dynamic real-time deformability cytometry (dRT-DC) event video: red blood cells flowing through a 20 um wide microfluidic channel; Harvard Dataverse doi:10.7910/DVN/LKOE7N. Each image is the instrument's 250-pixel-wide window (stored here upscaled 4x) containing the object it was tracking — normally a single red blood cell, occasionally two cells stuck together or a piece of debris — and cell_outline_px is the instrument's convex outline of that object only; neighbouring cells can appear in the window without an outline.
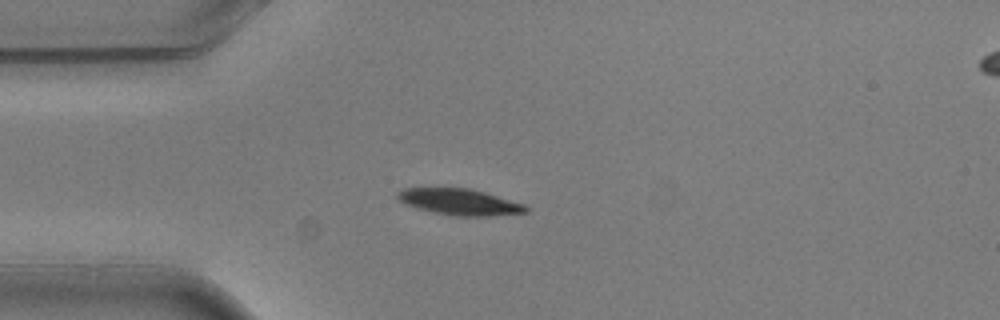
{"species": "common noctule bat (a hibernating species)", "species_latin": "Nyctalus noctula", "temperature_condition": "warm", "stored_images_in_passage": 8, "camera_frame_rate_fps": 3000, "um_per_image_px": 0.085, "animal": {"sex": "male", "body_mass_g": 20.5, "forearm_length_mm": 52.5}, "frame": {"image": 1, "passage_image": 2, "time_ms": 0.333, "image_size_px": [1000, 320], "cell_outline_px": [[528, 212], [488, 216], [456, 216], [432, 212], [408, 204], [400, 200], [396, 196], [396, 192], [404, 188], [468, 188], [484, 192], [524, 204], [528, 208]], "centroid_in_image_um": [39.08, 17.16], "position_along_channel_um": 45.9, "area_um2": 19.31}}
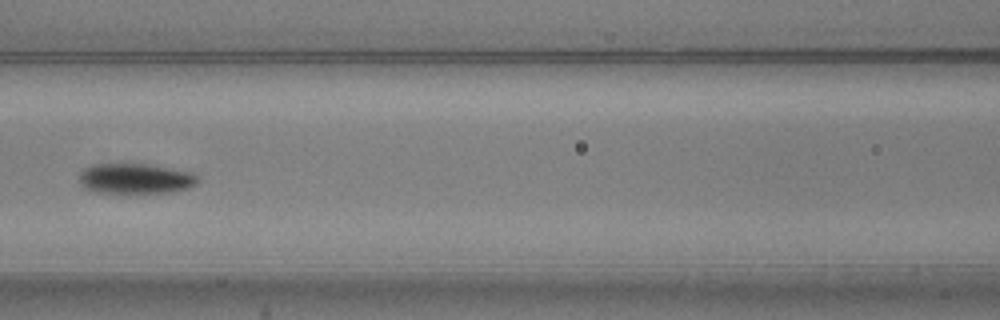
{"frame": {"image": 2, "passage_image": 5, "time_ms": 1.333, "image_size_px": [1000, 320], "cell_outline_px": [[200, 180], [196, 184], [188, 188], [172, 192], [96, 192], [84, 188], [80, 184], [80, 172], [84, 168], [92, 164], [148, 164], [192, 172], [200, 176]], "centroid_in_image_um": [11.54, 15.17], "position_along_channel_um": 155.1, "area_um2": 20.92}}
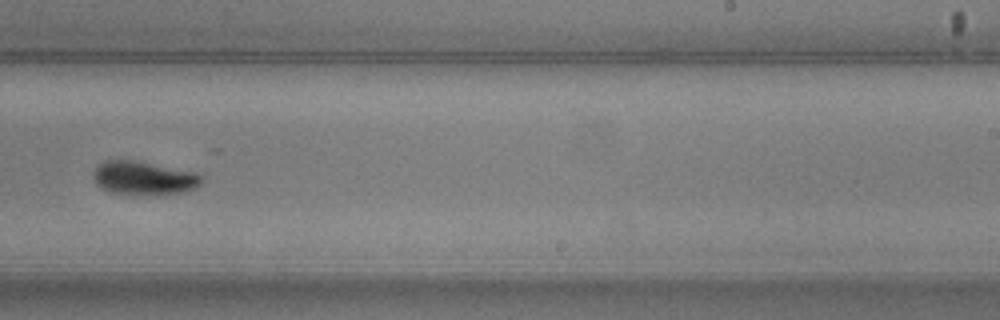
{"frame": {"image": 3, "passage_image": 8, "time_ms": 2.333, "image_size_px": [1000, 320], "cell_outline_px": [[204, 180], [200, 184], [188, 192], [112, 192], [100, 188], [96, 184], [92, 176], [92, 172], [104, 160], [132, 160], [196, 172], [204, 176]], "centroid_in_image_um": [12.22, 15.09], "position_along_channel_um": 276.8, "area_um2": 20.46}}